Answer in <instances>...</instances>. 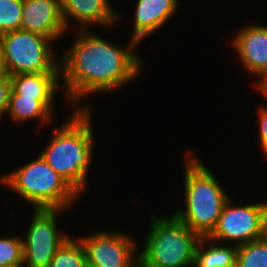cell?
I'll return each instance as SVG.
<instances>
[{"label":"cell","mask_w":267,"mask_h":267,"mask_svg":"<svg viewBox=\"0 0 267 267\" xmlns=\"http://www.w3.org/2000/svg\"><path fill=\"white\" fill-rule=\"evenodd\" d=\"M144 249L139 252L141 267H194L195 250L202 238L173 214L152 215Z\"/></svg>","instance_id":"4"},{"label":"cell","mask_w":267,"mask_h":267,"mask_svg":"<svg viewBox=\"0 0 267 267\" xmlns=\"http://www.w3.org/2000/svg\"><path fill=\"white\" fill-rule=\"evenodd\" d=\"M7 71H6V68H5V65H4V61H3V57H2V53H1V50H0V78L3 77V76H7Z\"/></svg>","instance_id":"24"},{"label":"cell","mask_w":267,"mask_h":267,"mask_svg":"<svg viewBox=\"0 0 267 267\" xmlns=\"http://www.w3.org/2000/svg\"><path fill=\"white\" fill-rule=\"evenodd\" d=\"M207 244L209 248L205 247ZM237 252V245H217L208 237H202L195 250L194 267H236Z\"/></svg>","instance_id":"15"},{"label":"cell","mask_w":267,"mask_h":267,"mask_svg":"<svg viewBox=\"0 0 267 267\" xmlns=\"http://www.w3.org/2000/svg\"><path fill=\"white\" fill-rule=\"evenodd\" d=\"M72 47L59 61L61 90L67 103L76 109L86 95L109 92L137 79L143 70V62L135 52L138 43L130 38L126 49L106 41L88 30L77 29ZM78 106V107H77Z\"/></svg>","instance_id":"1"},{"label":"cell","mask_w":267,"mask_h":267,"mask_svg":"<svg viewBox=\"0 0 267 267\" xmlns=\"http://www.w3.org/2000/svg\"><path fill=\"white\" fill-rule=\"evenodd\" d=\"M21 30L41 34L53 42L66 33L59 0H23Z\"/></svg>","instance_id":"10"},{"label":"cell","mask_w":267,"mask_h":267,"mask_svg":"<svg viewBox=\"0 0 267 267\" xmlns=\"http://www.w3.org/2000/svg\"><path fill=\"white\" fill-rule=\"evenodd\" d=\"M259 83H257V88L259 90V92L261 91V93L264 95L265 98H267V72H265L262 76L260 81H258Z\"/></svg>","instance_id":"23"},{"label":"cell","mask_w":267,"mask_h":267,"mask_svg":"<svg viewBox=\"0 0 267 267\" xmlns=\"http://www.w3.org/2000/svg\"><path fill=\"white\" fill-rule=\"evenodd\" d=\"M258 112L259 124V147L262 149L267 144V107L260 106Z\"/></svg>","instance_id":"22"},{"label":"cell","mask_w":267,"mask_h":267,"mask_svg":"<svg viewBox=\"0 0 267 267\" xmlns=\"http://www.w3.org/2000/svg\"><path fill=\"white\" fill-rule=\"evenodd\" d=\"M22 239L13 235L0 238V267L23 266Z\"/></svg>","instance_id":"20"},{"label":"cell","mask_w":267,"mask_h":267,"mask_svg":"<svg viewBox=\"0 0 267 267\" xmlns=\"http://www.w3.org/2000/svg\"><path fill=\"white\" fill-rule=\"evenodd\" d=\"M260 150H262V153L265 154L264 156L267 158V144Z\"/></svg>","instance_id":"26"},{"label":"cell","mask_w":267,"mask_h":267,"mask_svg":"<svg viewBox=\"0 0 267 267\" xmlns=\"http://www.w3.org/2000/svg\"><path fill=\"white\" fill-rule=\"evenodd\" d=\"M71 118L52 134L40 155L80 195L86 189V178L93 155L91 109H75Z\"/></svg>","instance_id":"2"},{"label":"cell","mask_w":267,"mask_h":267,"mask_svg":"<svg viewBox=\"0 0 267 267\" xmlns=\"http://www.w3.org/2000/svg\"><path fill=\"white\" fill-rule=\"evenodd\" d=\"M16 123H25L34 118L40 120L39 127L45 123L54 122L53 114L37 99L23 97L15 94L12 90L10 92L9 106L6 114Z\"/></svg>","instance_id":"16"},{"label":"cell","mask_w":267,"mask_h":267,"mask_svg":"<svg viewBox=\"0 0 267 267\" xmlns=\"http://www.w3.org/2000/svg\"><path fill=\"white\" fill-rule=\"evenodd\" d=\"M236 267H267V235L238 245Z\"/></svg>","instance_id":"18"},{"label":"cell","mask_w":267,"mask_h":267,"mask_svg":"<svg viewBox=\"0 0 267 267\" xmlns=\"http://www.w3.org/2000/svg\"><path fill=\"white\" fill-rule=\"evenodd\" d=\"M263 205H264L265 220H266V224H267V202L266 203L264 202Z\"/></svg>","instance_id":"25"},{"label":"cell","mask_w":267,"mask_h":267,"mask_svg":"<svg viewBox=\"0 0 267 267\" xmlns=\"http://www.w3.org/2000/svg\"><path fill=\"white\" fill-rule=\"evenodd\" d=\"M80 241L85 248L88 267H141L137 252L139 244L130 235L97 231L81 237Z\"/></svg>","instance_id":"9"},{"label":"cell","mask_w":267,"mask_h":267,"mask_svg":"<svg viewBox=\"0 0 267 267\" xmlns=\"http://www.w3.org/2000/svg\"><path fill=\"white\" fill-rule=\"evenodd\" d=\"M229 199L218 218L216 227L207 236L217 242L227 241L241 245L258 240L267 235V224L263 203L235 206Z\"/></svg>","instance_id":"7"},{"label":"cell","mask_w":267,"mask_h":267,"mask_svg":"<svg viewBox=\"0 0 267 267\" xmlns=\"http://www.w3.org/2000/svg\"><path fill=\"white\" fill-rule=\"evenodd\" d=\"M65 209H34L28 232L23 240V266L47 267L70 237L58 231L57 214Z\"/></svg>","instance_id":"8"},{"label":"cell","mask_w":267,"mask_h":267,"mask_svg":"<svg viewBox=\"0 0 267 267\" xmlns=\"http://www.w3.org/2000/svg\"><path fill=\"white\" fill-rule=\"evenodd\" d=\"M52 40L34 32L15 30L0 35V50L9 76L60 72Z\"/></svg>","instance_id":"6"},{"label":"cell","mask_w":267,"mask_h":267,"mask_svg":"<svg viewBox=\"0 0 267 267\" xmlns=\"http://www.w3.org/2000/svg\"><path fill=\"white\" fill-rule=\"evenodd\" d=\"M47 267H88L85 248L80 239L69 237Z\"/></svg>","instance_id":"17"},{"label":"cell","mask_w":267,"mask_h":267,"mask_svg":"<svg viewBox=\"0 0 267 267\" xmlns=\"http://www.w3.org/2000/svg\"><path fill=\"white\" fill-rule=\"evenodd\" d=\"M62 17L67 30H69V20L73 18L80 26L81 30H88L92 24L102 27H114L116 20L121 17L115 13L108 0H59ZM69 17V18H68Z\"/></svg>","instance_id":"12"},{"label":"cell","mask_w":267,"mask_h":267,"mask_svg":"<svg viewBox=\"0 0 267 267\" xmlns=\"http://www.w3.org/2000/svg\"><path fill=\"white\" fill-rule=\"evenodd\" d=\"M232 44L242 67L261 77L267 72V26L250 25L238 31Z\"/></svg>","instance_id":"11"},{"label":"cell","mask_w":267,"mask_h":267,"mask_svg":"<svg viewBox=\"0 0 267 267\" xmlns=\"http://www.w3.org/2000/svg\"><path fill=\"white\" fill-rule=\"evenodd\" d=\"M5 184L34 209H68L81 195L39 156L22 167L1 175Z\"/></svg>","instance_id":"5"},{"label":"cell","mask_w":267,"mask_h":267,"mask_svg":"<svg viewBox=\"0 0 267 267\" xmlns=\"http://www.w3.org/2000/svg\"><path fill=\"white\" fill-rule=\"evenodd\" d=\"M11 92V78L9 75L0 78V119L6 114ZM1 121V120H0Z\"/></svg>","instance_id":"21"},{"label":"cell","mask_w":267,"mask_h":267,"mask_svg":"<svg viewBox=\"0 0 267 267\" xmlns=\"http://www.w3.org/2000/svg\"><path fill=\"white\" fill-rule=\"evenodd\" d=\"M179 0H137L131 38L138 44L160 29L179 8ZM174 13V14H173Z\"/></svg>","instance_id":"13"},{"label":"cell","mask_w":267,"mask_h":267,"mask_svg":"<svg viewBox=\"0 0 267 267\" xmlns=\"http://www.w3.org/2000/svg\"><path fill=\"white\" fill-rule=\"evenodd\" d=\"M189 151L184 162L185 206L173 215L201 237H207L230 196L200 158Z\"/></svg>","instance_id":"3"},{"label":"cell","mask_w":267,"mask_h":267,"mask_svg":"<svg viewBox=\"0 0 267 267\" xmlns=\"http://www.w3.org/2000/svg\"><path fill=\"white\" fill-rule=\"evenodd\" d=\"M11 90L23 97L39 100L52 114L55 93L60 87V72L20 73L11 75ZM56 91V92H55Z\"/></svg>","instance_id":"14"},{"label":"cell","mask_w":267,"mask_h":267,"mask_svg":"<svg viewBox=\"0 0 267 267\" xmlns=\"http://www.w3.org/2000/svg\"><path fill=\"white\" fill-rule=\"evenodd\" d=\"M23 0H0V35L21 29Z\"/></svg>","instance_id":"19"}]
</instances>
